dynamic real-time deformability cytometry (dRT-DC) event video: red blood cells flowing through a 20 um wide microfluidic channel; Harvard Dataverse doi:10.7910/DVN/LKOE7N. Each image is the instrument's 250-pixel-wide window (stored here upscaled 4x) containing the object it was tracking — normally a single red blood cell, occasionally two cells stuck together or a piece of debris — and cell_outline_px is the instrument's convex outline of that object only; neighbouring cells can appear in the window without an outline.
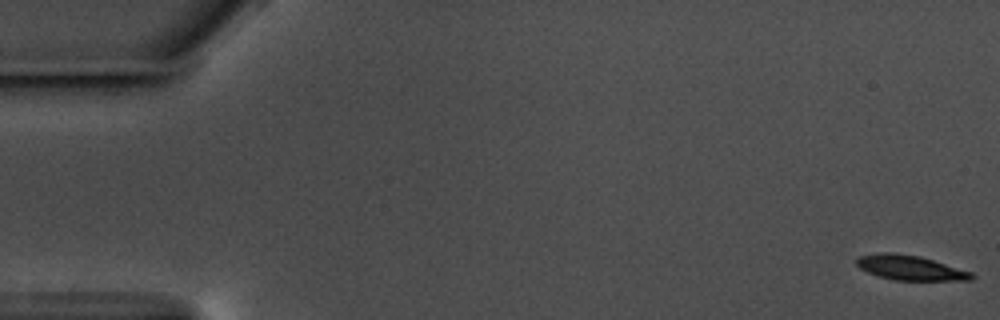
{"species": "common noctule bat (a hibernating species)", "species_latin": "Nyctalus noctula", "temperature_condition": "warm", "stored_images_in_passage": 59, "camera_frame_rate_fps": 3000, "um_per_image_px": 0.085, "animal": {"sex": "male", "body_mass_g": 17.5, "forearm_length_mm": 52.3}, "frame": {"image": 1, "passage_image": 1, "time_ms": 0.0, "image_size_px": [1000, 320], "cell_outline_px": [[976, 276], [972, 280], [896, 280], [876, 276], [860, 268], [856, 264], [856, 260], [860, 256], [884, 252], [892, 252], [920, 256], [972, 272]], "centroid_in_image_um": [77.38, 22.76], "position_along_channel_um": 7.6, "area_um2": 16.53}}
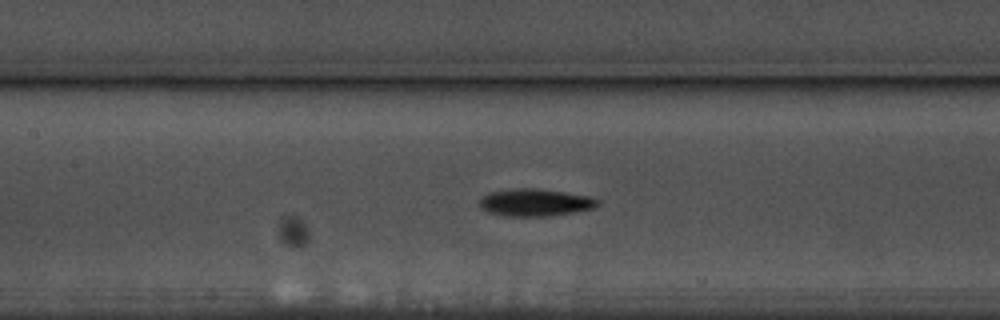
{"frame": {"image": 2, "passage_image": 27, "time_ms": 8.667, "image_size_px": [1000, 320], "cell_outline_px": [[600, 204], [596, 208], [548, 216], [504, 216], [488, 212], [480, 208], [480, 200], [488, 192], [516, 188], [536, 188], [564, 192], [588, 196], [600, 200]], "centroid_in_image_um": [45.49, 17.21], "position_along_channel_um": 161.9, "area_um2": 18.84}}
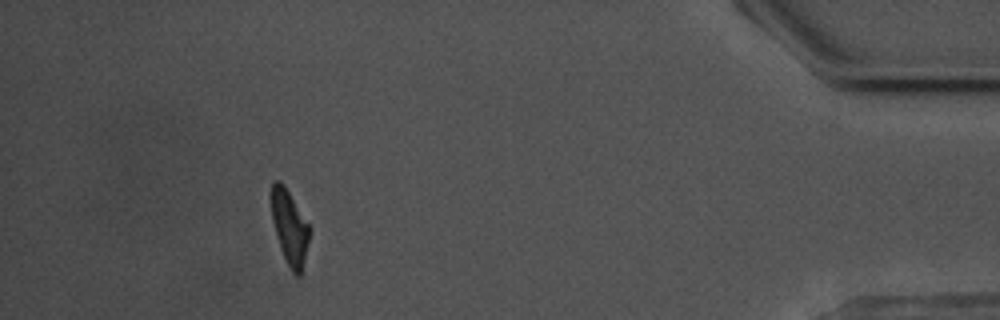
{"frame": {"image": 3, "passage_image": 53, "time_ms": 17.333, "image_size_px": [1000, 320], "cell_outline_px": [[312, 228], [300, 276], [296, 276], [292, 272], [280, 248], [272, 220], [268, 196], [272, 180], [280, 180], [284, 184]], "centroid_in_image_um": [24.58, 19.22], "position_along_channel_um": 410.6, "area_um2": 17.05}, "authors_computed_cell_mechanics": {"area_um2": 17.3978, "velocity_mm_per_s": 3.5568, "shape_relaxation_time_tau1_ms": 2.2315, "shape_relaxation_time_tau2_ms": null, "deformation_change_tau1": 0.1547, "deformation_change_tau2": null}}